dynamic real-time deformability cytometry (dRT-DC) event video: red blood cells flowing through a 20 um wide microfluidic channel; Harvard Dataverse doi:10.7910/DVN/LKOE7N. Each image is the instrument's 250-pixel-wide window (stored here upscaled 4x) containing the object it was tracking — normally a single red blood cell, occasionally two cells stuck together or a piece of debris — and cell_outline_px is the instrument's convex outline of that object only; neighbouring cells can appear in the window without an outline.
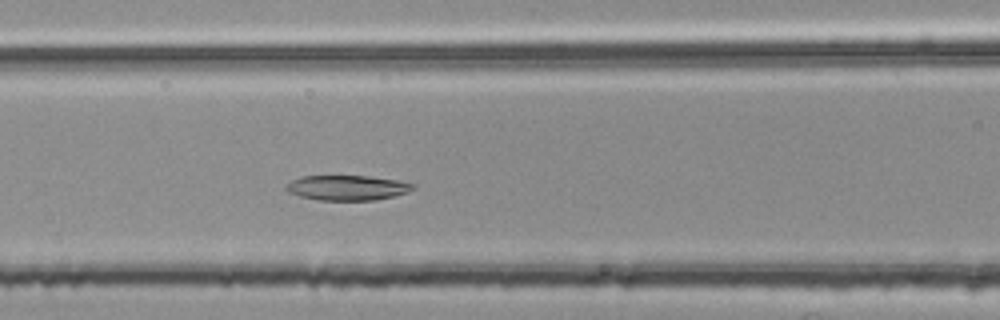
{"species": "common noctule bat (a hibernating species)", "species_latin": "Nyctalus noctula", "temperature_condition": "room temperature", "stored_images_in_passage": 32, "camera_frame_rate_fps": 3000, "um_per_image_px": 0.085, "animal": {"sex": "female", "body_mass_g": 25.1}, "frame": {"image": 1, "passage_image": 9, "time_ms": 2.667, "image_size_px": [1000, 320], "cell_outline_px": [[416, 188], [408, 192], [396, 196], [376, 200], [320, 200], [300, 196], [288, 192], [284, 188], [284, 184], [300, 176], [368, 176], [396, 180], [416, 184]], "centroid_in_image_um": [29.52, 15.96], "position_along_channel_um": 137.1, "area_um2": 18.67}}
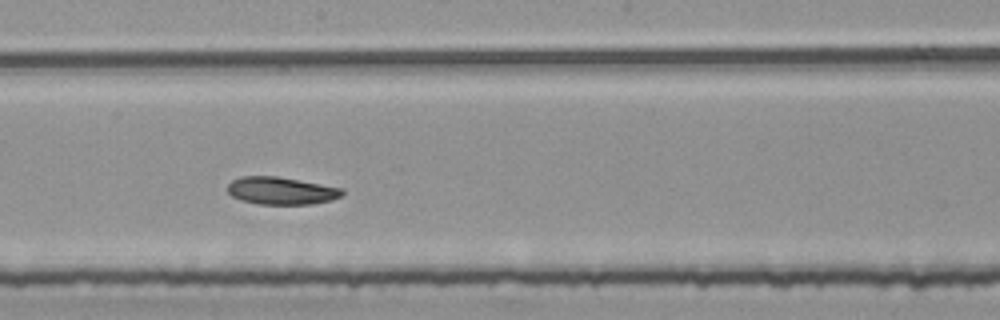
{"frame": {"image": 2, "passage_image": 16, "time_ms": 5.0, "image_size_px": [1000, 320], "cell_outline_px": [[344, 192], [340, 196], [332, 200], [312, 204], [260, 204], [240, 200], [232, 196], [228, 192], [228, 184], [232, 180], [240, 176], [276, 176], [344, 188]], "centroid_in_image_um": [23.9, 16.21], "position_along_channel_um": 224.3, "area_um2": 18.38}}
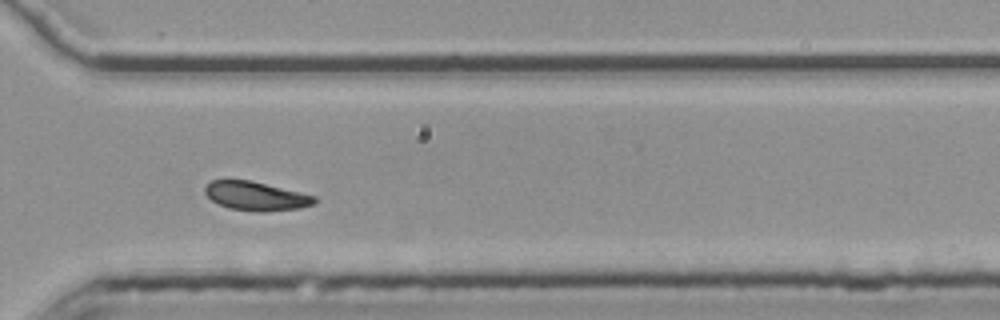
{"frame": {"image": 3, "passage_image": 26, "time_ms": 8.333, "image_size_px": [1000, 320], "cell_outline_px": [[316, 200], [312, 204], [300, 208], [260, 212], [256, 212], [228, 208], [212, 200], [204, 192], [204, 188], [212, 180], [252, 180], [316, 196]], "centroid_in_image_um": [21.75, 16.66], "position_along_channel_um": 348.9, "area_um2": 18.32}}